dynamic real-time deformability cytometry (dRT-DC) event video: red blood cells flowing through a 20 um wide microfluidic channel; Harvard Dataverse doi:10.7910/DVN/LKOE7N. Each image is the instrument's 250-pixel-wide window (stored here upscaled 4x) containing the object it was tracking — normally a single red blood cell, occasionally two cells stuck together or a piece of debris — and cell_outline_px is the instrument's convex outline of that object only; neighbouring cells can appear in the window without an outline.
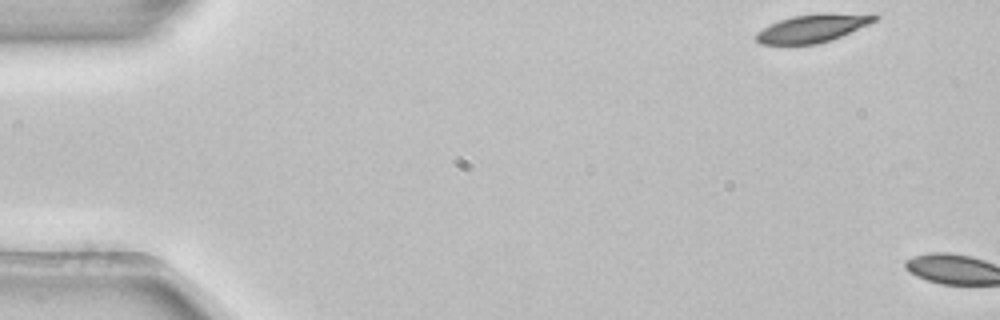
{"species": "common noctule bat (a hibernating species)", "species_latin": "Nyctalus noctula", "temperature_condition": "room temperature", "stored_images_in_passage": 3, "camera_frame_rate_fps": 3000, "um_per_image_px": 0.085, "animal": {"sex": "female", "body_mass_g": 22.7, "forearm_length_mm": 54.2}, "frame": {"image": 1, "passage_image": 1, "time_ms": 0.0, "image_size_px": [1000, 320], "cell_outline_px": [[880, 16], [876, 20], [868, 24], [832, 40], [816, 44], [760, 44], [756, 40], [756, 32], [780, 20], [792, 16], [824, 12], [876, 12]], "centroid_in_image_um": [69.19, 2.35], "position_along_channel_um": 15.8, "area_um2": 19.77}}